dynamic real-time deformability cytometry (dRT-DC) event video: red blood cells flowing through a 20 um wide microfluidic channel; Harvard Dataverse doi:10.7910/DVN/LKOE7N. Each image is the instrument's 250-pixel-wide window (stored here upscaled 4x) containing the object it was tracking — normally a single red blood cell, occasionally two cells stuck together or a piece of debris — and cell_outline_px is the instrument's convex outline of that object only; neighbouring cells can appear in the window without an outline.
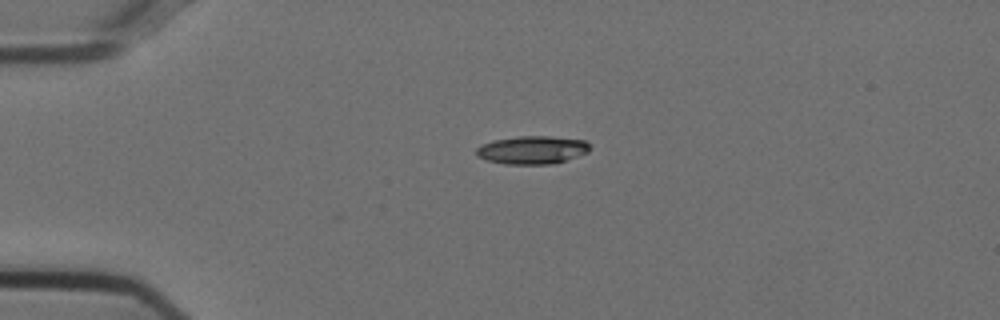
{"species": "Egyptian fruit bat (a non-hibernating species)", "species_latin": "Rousettus aegyptiacus", "temperature_condition": "cold", "stored_images_in_passage": 42, "camera_frame_rate_fps": 3000, "um_per_image_px": 0.085, "animal": {"sex": "female"}, "frame": {"image": 1, "passage_image": 1, "time_ms": 0.0, "image_size_px": [1000, 320], "cell_outline_px": [[588, 152], [552, 164], [504, 164], [488, 160], [476, 156], [476, 148], [492, 140], [520, 136], [548, 136], [584, 140], [588, 144]], "centroid_in_image_um": [45.19, 12.74], "position_along_channel_um": 39.8, "area_um2": 18.32}}
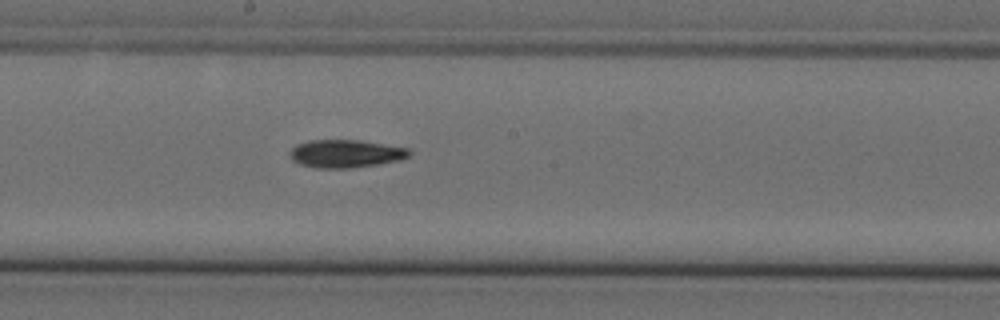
{"frame": {"image": 2, "passage_image": 18, "time_ms": 5.667, "image_size_px": [1000, 320], "cell_outline_px": [[412, 152], [408, 156], [400, 160], [380, 164], [352, 168], [316, 168], [300, 164], [292, 160], [288, 156], [288, 152], [296, 144], [308, 140], [360, 140], [408, 148]], "centroid_in_image_um": [29.35, 13.06], "position_along_channel_um": 218.9, "area_um2": 19.65}}
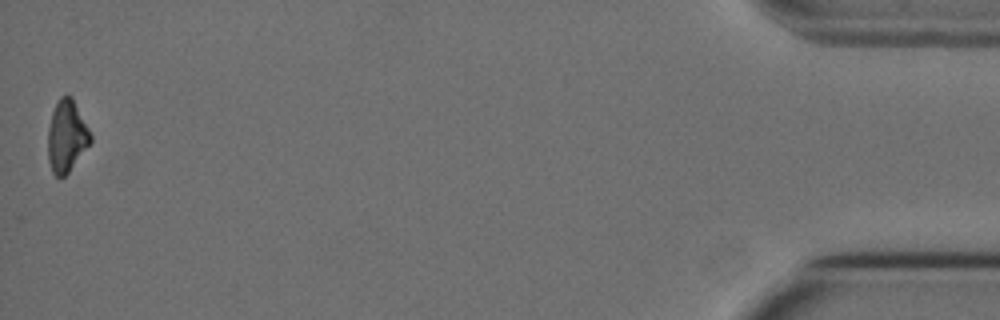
{"frame": {"image": 3, "passage_image": 42, "time_ms": 13.667, "image_size_px": [1000, 320], "cell_outline_px": [[92, 140], [68, 172], [64, 176], [56, 176], [52, 172], [48, 160], [48, 128], [52, 112], [56, 100], [60, 96], [72, 96], [92, 136]], "centroid_in_image_um": [5.64, 11.55], "position_along_channel_um": 429.6, "area_um2": 17.63}, "authors_computed_cell_mechanics": {"area_um2": 18.9006, "velocity_mm_per_s": 3.7554, "shape_relaxation_time_tau1_ms": 5.4628, "shape_relaxation_time_tau2_ms": null, "deformation_change_tau1": 0.1571, "deformation_change_tau2": null}}